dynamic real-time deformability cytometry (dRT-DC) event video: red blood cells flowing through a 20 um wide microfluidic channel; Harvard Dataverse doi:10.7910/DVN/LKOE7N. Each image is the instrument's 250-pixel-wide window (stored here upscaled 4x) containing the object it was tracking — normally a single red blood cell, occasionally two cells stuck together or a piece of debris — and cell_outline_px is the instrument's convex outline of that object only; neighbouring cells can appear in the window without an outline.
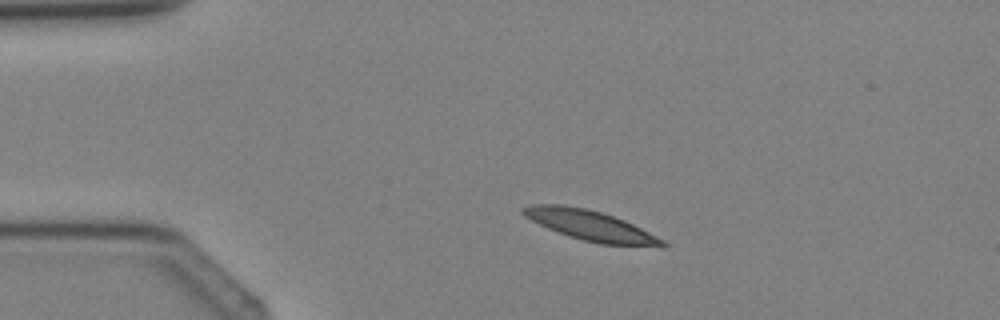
{"species": "Egyptian fruit bat (a non-hibernating species)", "species_latin": "Rousettus aegyptiacus", "temperature_condition": "cold", "stored_images_in_passage": 2, "camera_frame_rate_fps": 3000, "um_per_image_px": 0.085, "animal": {"sex": "female"}, "frame": {"image": 1, "passage_image": 1, "time_ms": 0.0, "image_size_px": [1000, 320], "cell_outline_px": [[668, 248], [660, 248], [600, 244], [568, 236], [548, 228], [524, 216], [520, 212], [520, 208], [532, 204], [564, 204], [584, 208], [600, 212], [624, 220], [664, 240], [668, 244]], "centroid_in_image_um": [50.23, 19.19], "position_along_channel_um": 34.8, "area_um2": 24.68}}